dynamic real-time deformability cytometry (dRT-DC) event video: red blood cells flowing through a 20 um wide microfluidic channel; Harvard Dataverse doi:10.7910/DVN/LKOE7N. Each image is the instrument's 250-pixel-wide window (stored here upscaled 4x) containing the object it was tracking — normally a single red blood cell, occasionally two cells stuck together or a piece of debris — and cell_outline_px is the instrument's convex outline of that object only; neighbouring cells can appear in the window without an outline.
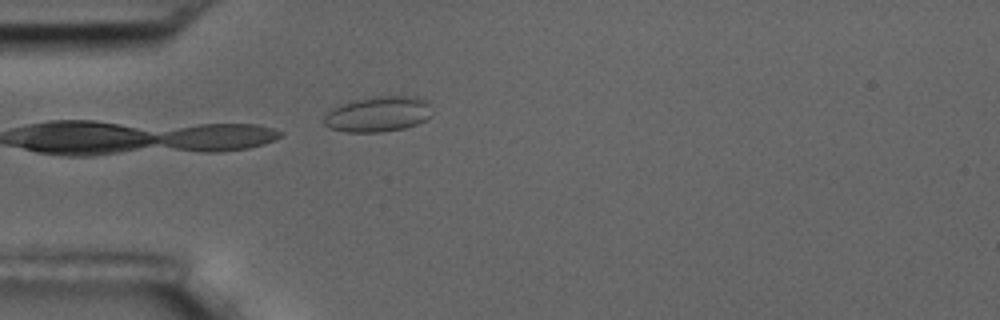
{"species": "common noctule bat (a hibernating species)", "species_latin": "Nyctalus noctula", "temperature_condition": "room temperature", "stored_images_in_passage": 1, "camera_frame_rate_fps": 3000, "um_per_image_px": 0.085, "animal": {"sex": "male", "body_mass_g": 17.5, "forearm_length_mm": 52.3}, "frame": {"image": 1, "passage_image": 1, "time_ms": 0.0, "image_size_px": [1000, 320], "cell_outline_px": [[428, 116], [424, 120], [416, 124], [404, 128], [380, 132], [348, 132], [328, 128], [324, 124], [324, 116], [328, 108], [348, 100], [372, 96], [416, 96], [428, 100]], "centroid_in_image_um": [32.03, 9.68], "position_along_channel_um": 53.0, "area_um2": 22.6}}